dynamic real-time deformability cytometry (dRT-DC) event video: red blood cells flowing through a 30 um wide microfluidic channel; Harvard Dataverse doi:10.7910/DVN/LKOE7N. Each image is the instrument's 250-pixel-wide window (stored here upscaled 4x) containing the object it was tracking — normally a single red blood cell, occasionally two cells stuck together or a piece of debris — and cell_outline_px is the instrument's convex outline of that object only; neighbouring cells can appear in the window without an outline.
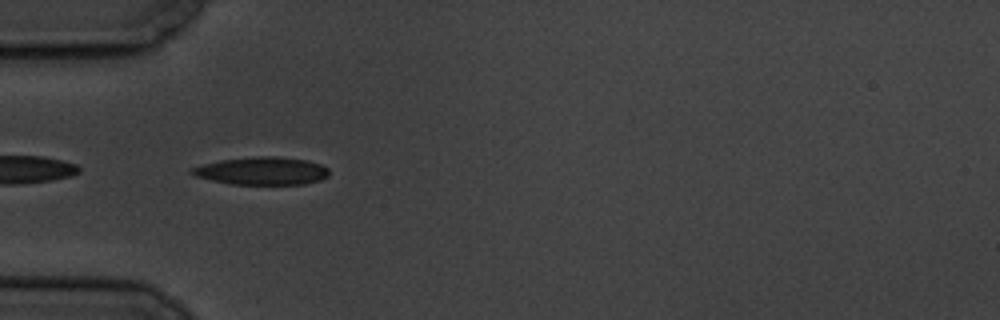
{"species": "common noctule bat (a hibernating species)", "species_latin": "Nyctalus noctula", "temperature_condition": "cold", "stored_images_in_passage": 41, "camera_frame_rate_fps": 3000, "um_per_image_px": 0.085, "animal": {"sex": "male", "body_mass_g": 19.5, "forearm_length_mm": 54.6}, "frame": {"image": 1, "passage_image": 1, "time_ms": 0.0, "image_size_px": [1000, 320], "cell_outline_px": [[328, 176], [320, 180], [304, 184], [232, 184], [212, 180], [196, 176], [188, 172], [192, 168], [204, 164], [220, 160], [256, 156], [276, 156], [308, 160], [320, 164], [328, 168]], "centroid_in_image_um": [22.28, 14.52], "position_along_channel_um": 62.7, "area_um2": 22.14}}
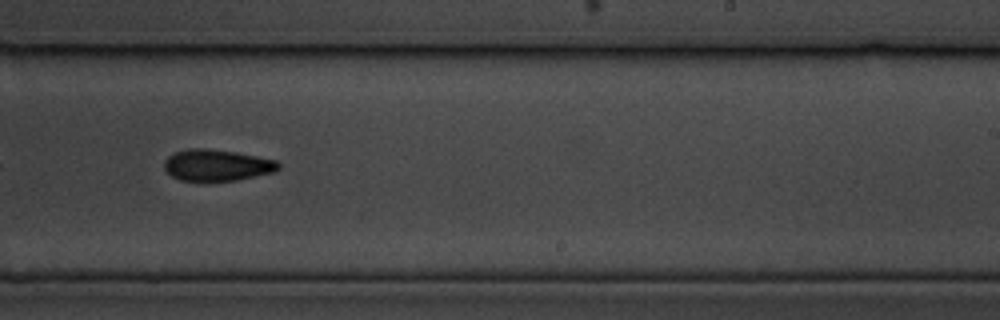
{"frame": {"image": 2, "passage_image": 19, "time_ms": 6.0, "image_size_px": [1000, 320], "cell_outline_px": [[280, 168], [272, 172], [236, 180], [204, 184], [180, 180], [172, 176], [164, 168], [164, 160], [168, 156], [176, 152], [188, 148], [208, 148], [236, 152], [276, 160], [280, 164]], "centroid_in_image_um": [18.39, 14.07], "position_along_channel_um": 270.6, "area_um2": 21.5}}
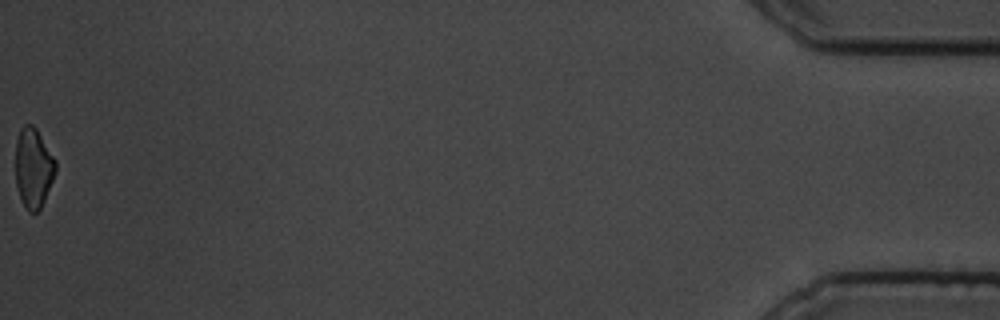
{"frame": {"image": 3, "passage_image": 41, "time_ms": 13.333, "image_size_px": [1000, 320], "cell_outline_px": [[56, 172], [44, 200], [40, 208], [36, 212], [28, 212], [20, 196], [16, 184], [16, 140], [20, 128], [24, 124], [32, 124], [36, 128], [56, 160]], "centroid_in_image_um": [2.84, 14.24], "position_along_channel_um": 432.4, "area_um2": 18.5}, "authors_computed_cell_mechanics": {"area_um2": 20.6924, "velocity_mm_per_s": 3.5098, "shape_relaxation_time_tau1_ms": 4.8866, "shape_relaxation_time_tau2_ms": null, "deformation_change_tau1": 0.1149, "deformation_change_tau2": null}}